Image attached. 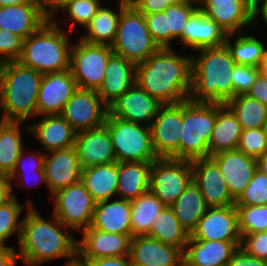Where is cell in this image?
Segmentation results:
<instances>
[{
	"label": "cell",
	"instance_id": "7402d4cb",
	"mask_svg": "<svg viewBox=\"0 0 267 266\" xmlns=\"http://www.w3.org/2000/svg\"><path fill=\"white\" fill-rule=\"evenodd\" d=\"M82 168L116 162V154L105 125L76 133L74 145Z\"/></svg>",
	"mask_w": 267,
	"mask_h": 266
},
{
	"label": "cell",
	"instance_id": "4dcf8cb0",
	"mask_svg": "<svg viewBox=\"0 0 267 266\" xmlns=\"http://www.w3.org/2000/svg\"><path fill=\"white\" fill-rule=\"evenodd\" d=\"M152 162H118L117 194L132 201L150 189Z\"/></svg>",
	"mask_w": 267,
	"mask_h": 266
},
{
	"label": "cell",
	"instance_id": "03108f58",
	"mask_svg": "<svg viewBox=\"0 0 267 266\" xmlns=\"http://www.w3.org/2000/svg\"><path fill=\"white\" fill-rule=\"evenodd\" d=\"M259 74L267 78V51L259 66Z\"/></svg>",
	"mask_w": 267,
	"mask_h": 266
},
{
	"label": "cell",
	"instance_id": "6125c7cd",
	"mask_svg": "<svg viewBox=\"0 0 267 266\" xmlns=\"http://www.w3.org/2000/svg\"><path fill=\"white\" fill-rule=\"evenodd\" d=\"M256 161H257V169L260 170L265 175H267V152L264 155L258 157Z\"/></svg>",
	"mask_w": 267,
	"mask_h": 266
},
{
	"label": "cell",
	"instance_id": "ab89813d",
	"mask_svg": "<svg viewBox=\"0 0 267 266\" xmlns=\"http://www.w3.org/2000/svg\"><path fill=\"white\" fill-rule=\"evenodd\" d=\"M241 238L247 234L267 231V205H235Z\"/></svg>",
	"mask_w": 267,
	"mask_h": 266
},
{
	"label": "cell",
	"instance_id": "4316f807",
	"mask_svg": "<svg viewBox=\"0 0 267 266\" xmlns=\"http://www.w3.org/2000/svg\"><path fill=\"white\" fill-rule=\"evenodd\" d=\"M136 65L117 54H112L105 69V78L97 90L101 100L108 105L124 94L135 83Z\"/></svg>",
	"mask_w": 267,
	"mask_h": 266
},
{
	"label": "cell",
	"instance_id": "ee69618b",
	"mask_svg": "<svg viewBox=\"0 0 267 266\" xmlns=\"http://www.w3.org/2000/svg\"><path fill=\"white\" fill-rule=\"evenodd\" d=\"M237 149L256 159L264 155L267 152V134L264 127L242 130Z\"/></svg>",
	"mask_w": 267,
	"mask_h": 266
},
{
	"label": "cell",
	"instance_id": "89a4df30",
	"mask_svg": "<svg viewBox=\"0 0 267 266\" xmlns=\"http://www.w3.org/2000/svg\"><path fill=\"white\" fill-rule=\"evenodd\" d=\"M264 130H265V133L267 134V120H266L265 125H264Z\"/></svg>",
	"mask_w": 267,
	"mask_h": 266
},
{
	"label": "cell",
	"instance_id": "6da1fadb",
	"mask_svg": "<svg viewBox=\"0 0 267 266\" xmlns=\"http://www.w3.org/2000/svg\"><path fill=\"white\" fill-rule=\"evenodd\" d=\"M192 57L180 56L172 47L159 48L136 65L135 82L163 105L189 100Z\"/></svg>",
	"mask_w": 267,
	"mask_h": 266
},
{
	"label": "cell",
	"instance_id": "74e56055",
	"mask_svg": "<svg viewBox=\"0 0 267 266\" xmlns=\"http://www.w3.org/2000/svg\"><path fill=\"white\" fill-rule=\"evenodd\" d=\"M226 105L237 117L242 130L262 128L267 120V106L247 94L230 99Z\"/></svg>",
	"mask_w": 267,
	"mask_h": 266
},
{
	"label": "cell",
	"instance_id": "603a6c76",
	"mask_svg": "<svg viewBox=\"0 0 267 266\" xmlns=\"http://www.w3.org/2000/svg\"><path fill=\"white\" fill-rule=\"evenodd\" d=\"M129 257L133 266H181L183 263L179 248L147 235L132 237Z\"/></svg>",
	"mask_w": 267,
	"mask_h": 266
},
{
	"label": "cell",
	"instance_id": "d6a6232c",
	"mask_svg": "<svg viewBox=\"0 0 267 266\" xmlns=\"http://www.w3.org/2000/svg\"><path fill=\"white\" fill-rule=\"evenodd\" d=\"M119 12L115 13L110 8H101L85 26L88 33L81 40L102 45H112L116 39L118 22L121 11L129 4L128 0H118Z\"/></svg>",
	"mask_w": 267,
	"mask_h": 266
},
{
	"label": "cell",
	"instance_id": "e7e4bbea",
	"mask_svg": "<svg viewBox=\"0 0 267 266\" xmlns=\"http://www.w3.org/2000/svg\"><path fill=\"white\" fill-rule=\"evenodd\" d=\"M65 266H88V264L82 260L78 255L73 259H68Z\"/></svg>",
	"mask_w": 267,
	"mask_h": 266
},
{
	"label": "cell",
	"instance_id": "003e7915",
	"mask_svg": "<svg viewBox=\"0 0 267 266\" xmlns=\"http://www.w3.org/2000/svg\"><path fill=\"white\" fill-rule=\"evenodd\" d=\"M181 2H188V3H191V4H196V6L199 7L200 3H201V0H179ZM198 3V4H197Z\"/></svg>",
	"mask_w": 267,
	"mask_h": 266
},
{
	"label": "cell",
	"instance_id": "9f6ffc18",
	"mask_svg": "<svg viewBox=\"0 0 267 266\" xmlns=\"http://www.w3.org/2000/svg\"><path fill=\"white\" fill-rule=\"evenodd\" d=\"M38 4L40 11L48 18L51 19L54 11L60 10L70 0H35Z\"/></svg>",
	"mask_w": 267,
	"mask_h": 266
},
{
	"label": "cell",
	"instance_id": "94428289",
	"mask_svg": "<svg viewBox=\"0 0 267 266\" xmlns=\"http://www.w3.org/2000/svg\"><path fill=\"white\" fill-rule=\"evenodd\" d=\"M260 4L261 7L259 8ZM253 12H254V20L256 19L259 12H261V16L264 22L267 24V0H260L259 2H257L253 8Z\"/></svg>",
	"mask_w": 267,
	"mask_h": 266
},
{
	"label": "cell",
	"instance_id": "cb8c5ba5",
	"mask_svg": "<svg viewBox=\"0 0 267 266\" xmlns=\"http://www.w3.org/2000/svg\"><path fill=\"white\" fill-rule=\"evenodd\" d=\"M241 242L194 240L189 237L183 252L186 266H226Z\"/></svg>",
	"mask_w": 267,
	"mask_h": 266
},
{
	"label": "cell",
	"instance_id": "11a10c76",
	"mask_svg": "<svg viewBox=\"0 0 267 266\" xmlns=\"http://www.w3.org/2000/svg\"><path fill=\"white\" fill-rule=\"evenodd\" d=\"M88 266H133L129 256L82 259Z\"/></svg>",
	"mask_w": 267,
	"mask_h": 266
},
{
	"label": "cell",
	"instance_id": "91938a15",
	"mask_svg": "<svg viewBox=\"0 0 267 266\" xmlns=\"http://www.w3.org/2000/svg\"><path fill=\"white\" fill-rule=\"evenodd\" d=\"M24 174L25 175V172H12L10 175H9V178H10V181H11V191H13V185H12V181H13V179H20L18 176H19V174ZM28 173L29 172H27V174L26 175H28ZM35 174V177L34 178H36V181L37 180H39L38 182H39V184H45L46 186H47V181H46V175H45V171H34L33 173H32V175H34ZM26 175H25V177H26ZM28 177V176H27ZM32 177V176H31ZM37 182V183H38ZM36 185H38V184H36ZM32 186V185H31Z\"/></svg>",
	"mask_w": 267,
	"mask_h": 266
},
{
	"label": "cell",
	"instance_id": "c3c4849f",
	"mask_svg": "<svg viewBox=\"0 0 267 266\" xmlns=\"http://www.w3.org/2000/svg\"><path fill=\"white\" fill-rule=\"evenodd\" d=\"M22 47L23 39L20 36L0 29V63L18 60Z\"/></svg>",
	"mask_w": 267,
	"mask_h": 266
},
{
	"label": "cell",
	"instance_id": "b9f144b4",
	"mask_svg": "<svg viewBox=\"0 0 267 266\" xmlns=\"http://www.w3.org/2000/svg\"><path fill=\"white\" fill-rule=\"evenodd\" d=\"M198 9L194 4L179 1L169 5L163 11L166 16L167 31H170V41L181 36L188 19Z\"/></svg>",
	"mask_w": 267,
	"mask_h": 266
},
{
	"label": "cell",
	"instance_id": "8fae6325",
	"mask_svg": "<svg viewBox=\"0 0 267 266\" xmlns=\"http://www.w3.org/2000/svg\"><path fill=\"white\" fill-rule=\"evenodd\" d=\"M55 202L54 216L70 230L91 226L95 202L80 180L51 195Z\"/></svg>",
	"mask_w": 267,
	"mask_h": 266
},
{
	"label": "cell",
	"instance_id": "277c9868",
	"mask_svg": "<svg viewBox=\"0 0 267 266\" xmlns=\"http://www.w3.org/2000/svg\"><path fill=\"white\" fill-rule=\"evenodd\" d=\"M42 74L19 61L0 63V121L25 122L37 115Z\"/></svg>",
	"mask_w": 267,
	"mask_h": 266
},
{
	"label": "cell",
	"instance_id": "60d3db41",
	"mask_svg": "<svg viewBox=\"0 0 267 266\" xmlns=\"http://www.w3.org/2000/svg\"><path fill=\"white\" fill-rule=\"evenodd\" d=\"M23 210V205L17 201L12 192V198L0 205V245L4 246L5 240L17 232L18 242L21 235L22 220L18 221Z\"/></svg>",
	"mask_w": 267,
	"mask_h": 266
},
{
	"label": "cell",
	"instance_id": "f35d334b",
	"mask_svg": "<svg viewBox=\"0 0 267 266\" xmlns=\"http://www.w3.org/2000/svg\"><path fill=\"white\" fill-rule=\"evenodd\" d=\"M237 34L239 36L233 44L230 39L231 36H234L233 34L227 35L224 44L234 62L238 65L259 67L267 51L266 47L255 36L241 35V32Z\"/></svg>",
	"mask_w": 267,
	"mask_h": 266
},
{
	"label": "cell",
	"instance_id": "44dd1931",
	"mask_svg": "<svg viewBox=\"0 0 267 266\" xmlns=\"http://www.w3.org/2000/svg\"><path fill=\"white\" fill-rule=\"evenodd\" d=\"M45 154L44 171L47 187L53 195L60 189L66 188L81 180L82 165L74 146Z\"/></svg>",
	"mask_w": 267,
	"mask_h": 266
},
{
	"label": "cell",
	"instance_id": "1f68e13d",
	"mask_svg": "<svg viewBox=\"0 0 267 266\" xmlns=\"http://www.w3.org/2000/svg\"><path fill=\"white\" fill-rule=\"evenodd\" d=\"M81 181L95 203L117 195L118 162L83 168Z\"/></svg>",
	"mask_w": 267,
	"mask_h": 266
},
{
	"label": "cell",
	"instance_id": "4fadbf2b",
	"mask_svg": "<svg viewBox=\"0 0 267 266\" xmlns=\"http://www.w3.org/2000/svg\"><path fill=\"white\" fill-rule=\"evenodd\" d=\"M149 128L157 157L177 159L182 130V103L162 105Z\"/></svg>",
	"mask_w": 267,
	"mask_h": 266
},
{
	"label": "cell",
	"instance_id": "83f0119b",
	"mask_svg": "<svg viewBox=\"0 0 267 266\" xmlns=\"http://www.w3.org/2000/svg\"><path fill=\"white\" fill-rule=\"evenodd\" d=\"M26 127L48 152L75 145L76 132L61 115H44L42 120Z\"/></svg>",
	"mask_w": 267,
	"mask_h": 266
},
{
	"label": "cell",
	"instance_id": "d4e9b609",
	"mask_svg": "<svg viewBox=\"0 0 267 266\" xmlns=\"http://www.w3.org/2000/svg\"><path fill=\"white\" fill-rule=\"evenodd\" d=\"M227 32L198 9L185 24L179 37L185 47L194 50L224 46Z\"/></svg>",
	"mask_w": 267,
	"mask_h": 266
},
{
	"label": "cell",
	"instance_id": "2e32d148",
	"mask_svg": "<svg viewBox=\"0 0 267 266\" xmlns=\"http://www.w3.org/2000/svg\"><path fill=\"white\" fill-rule=\"evenodd\" d=\"M190 237L194 240L241 242L235 205L208 207Z\"/></svg>",
	"mask_w": 267,
	"mask_h": 266
},
{
	"label": "cell",
	"instance_id": "f546056e",
	"mask_svg": "<svg viewBox=\"0 0 267 266\" xmlns=\"http://www.w3.org/2000/svg\"><path fill=\"white\" fill-rule=\"evenodd\" d=\"M241 132V125L235 114L226 104L218 103L216 122L208 143L209 157L237 149Z\"/></svg>",
	"mask_w": 267,
	"mask_h": 266
},
{
	"label": "cell",
	"instance_id": "7dc6e473",
	"mask_svg": "<svg viewBox=\"0 0 267 266\" xmlns=\"http://www.w3.org/2000/svg\"><path fill=\"white\" fill-rule=\"evenodd\" d=\"M147 28L160 48H170V31H167L166 16L164 12L144 15Z\"/></svg>",
	"mask_w": 267,
	"mask_h": 266
},
{
	"label": "cell",
	"instance_id": "30bf717a",
	"mask_svg": "<svg viewBox=\"0 0 267 266\" xmlns=\"http://www.w3.org/2000/svg\"><path fill=\"white\" fill-rule=\"evenodd\" d=\"M193 181L191 161L158 158L152 162L150 191L170 207Z\"/></svg>",
	"mask_w": 267,
	"mask_h": 266
},
{
	"label": "cell",
	"instance_id": "484cf974",
	"mask_svg": "<svg viewBox=\"0 0 267 266\" xmlns=\"http://www.w3.org/2000/svg\"><path fill=\"white\" fill-rule=\"evenodd\" d=\"M47 20L37 3L0 7V29L16 34L23 40L35 33Z\"/></svg>",
	"mask_w": 267,
	"mask_h": 266
},
{
	"label": "cell",
	"instance_id": "7bdbcfd3",
	"mask_svg": "<svg viewBox=\"0 0 267 266\" xmlns=\"http://www.w3.org/2000/svg\"><path fill=\"white\" fill-rule=\"evenodd\" d=\"M235 205H267V175L257 169Z\"/></svg>",
	"mask_w": 267,
	"mask_h": 266
},
{
	"label": "cell",
	"instance_id": "9a60e30c",
	"mask_svg": "<svg viewBox=\"0 0 267 266\" xmlns=\"http://www.w3.org/2000/svg\"><path fill=\"white\" fill-rule=\"evenodd\" d=\"M193 181L199 187L207 207L235 205L217 163L211 158L191 161Z\"/></svg>",
	"mask_w": 267,
	"mask_h": 266
},
{
	"label": "cell",
	"instance_id": "bcb514c9",
	"mask_svg": "<svg viewBox=\"0 0 267 266\" xmlns=\"http://www.w3.org/2000/svg\"><path fill=\"white\" fill-rule=\"evenodd\" d=\"M258 75L259 67L236 64L231 76L233 97L240 94H247Z\"/></svg>",
	"mask_w": 267,
	"mask_h": 266
},
{
	"label": "cell",
	"instance_id": "680465c9",
	"mask_svg": "<svg viewBox=\"0 0 267 266\" xmlns=\"http://www.w3.org/2000/svg\"><path fill=\"white\" fill-rule=\"evenodd\" d=\"M12 198L11 181L9 175L0 174V205Z\"/></svg>",
	"mask_w": 267,
	"mask_h": 266
},
{
	"label": "cell",
	"instance_id": "8992f818",
	"mask_svg": "<svg viewBox=\"0 0 267 266\" xmlns=\"http://www.w3.org/2000/svg\"><path fill=\"white\" fill-rule=\"evenodd\" d=\"M218 103L182 102V130L177 159L208 158V143L216 122Z\"/></svg>",
	"mask_w": 267,
	"mask_h": 266
},
{
	"label": "cell",
	"instance_id": "816d5d0a",
	"mask_svg": "<svg viewBox=\"0 0 267 266\" xmlns=\"http://www.w3.org/2000/svg\"><path fill=\"white\" fill-rule=\"evenodd\" d=\"M23 151H24V149L19 154V157L17 159L15 168L13 169L12 172H22V171L25 172V170H27V172H29L28 171L29 169L32 172H34V171H44L43 167H44L45 154H43V153L40 154V151H38L39 155H37L38 153H35V154H33V156H32V154H31V156H29V155H26L25 153H23ZM25 155L28 156V159L26 161L23 160L26 157ZM29 157H30V159H29Z\"/></svg>",
	"mask_w": 267,
	"mask_h": 266
},
{
	"label": "cell",
	"instance_id": "d590c367",
	"mask_svg": "<svg viewBox=\"0 0 267 266\" xmlns=\"http://www.w3.org/2000/svg\"><path fill=\"white\" fill-rule=\"evenodd\" d=\"M163 244H168L185 250L190 235L182 227L171 207L165 206L155 218L152 228L147 235Z\"/></svg>",
	"mask_w": 267,
	"mask_h": 266
},
{
	"label": "cell",
	"instance_id": "a7ac6f4b",
	"mask_svg": "<svg viewBox=\"0 0 267 266\" xmlns=\"http://www.w3.org/2000/svg\"><path fill=\"white\" fill-rule=\"evenodd\" d=\"M259 1H260V0H249V2H250L253 6H255L256 3L259 2Z\"/></svg>",
	"mask_w": 267,
	"mask_h": 266
},
{
	"label": "cell",
	"instance_id": "7c38bea8",
	"mask_svg": "<svg viewBox=\"0 0 267 266\" xmlns=\"http://www.w3.org/2000/svg\"><path fill=\"white\" fill-rule=\"evenodd\" d=\"M61 116L79 133L103 126L107 105L96 90L78 88L65 104Z\"/></svg>",
	"mask_w": 267,
	"mask_h": 266
},
{
	"label": "cell",
	"instance_id": "52a82bcc",
	"mask_svg": "<svg viewBox=\"0 0 267 266\" xmlns=\"http://www.w3.org/2000/svg\"><path fill=\"white\" fill-rule=\"evenodd\" d=\"M111 47L114 54L135 65L146 61L160 48L147 28L144 15L130 3L121 11L116 39Z\"/></svg>",
	"mask_w": 267,
	"mask_h": 266
},
{
	"label": "cell",
	"instance_id": "9c48e42d",
	"mask_svg": "<svg viewBox=\"0 0 267 266\" xmlns=\"http://www.w3.org/2000/svg\"><path fill=\"white\" fill-rule=\"evenodd\" d=\"M110 45L78 40L71 47L70 72L80 89L98 90L105 78V69L113 54Z\"/></svg>",
	"mask_w": 267,
	"mask_h": 266
},
{
	"label": "cell",
	"instance_id": "681fc988",
	"mask_svg": "<svg viewBox=\"0 0 267 266\" xmlns=\"http://www.w3.org/2000/svg\"><path fill=\"white\" fill-rule=\"evenodd\" d=\"M240 248L251 256L267 261V231L244 235Z\"/></svg>",
	"mask_w": 267,
	"mask_h": 266
},
{
	"label": "cell",
	"instance_id": "f1b7e54d",
	"mask_svg": "<svg viewBox=\"0 0 267 266\" xmlns=\"http://www.w3.org/2000/svg\"><path fill=\"white\" fill-rule=\"evenodd\" d=\"M91 227L104 232L131 235V203L124 199L95 204Z\"/></svg>",
	"mask_w": 267,
	"mask_h": 266
},
{
	"label": "cell",
	"instance_id": "ac0fdd59",
	"mask_svg": "<svg viewBox=\"0 0 267 266\" xmlns=\"http://www.w3.org/2000/svg\"><path fill=\"white\" fill-rule=\"evenodd\" d=\"M213 19L227 34H237L243 27L253 24L254 6L249 0H201L198 7Z\"/></svg>",
	"mask_w": 267,
	"mask_h": 266
},
{
	"label": "cell",
	"instance_id": "f6af8a7d",
	"mask_svg": "<svg viewBox=\"0 0 267 266\" xmlns=\"http://www.w3.org/2000/svg\"><path fill=\"white\" fill-rule=\"evenodd\" d=\"M101 8L99 0H70L61 10L66 11V17H71L73 24L86 26Z\"/></svg>",
	"mask_w": 267,
	"mask_h": 266
},
{
	"label": "cell",
	"instance_id": "f5cc1de1",
	"mask_svg": "<svg viewBox=\"0 0 267 266\" xmlns=\"http://www.w3.org/2000/svg\"><path fill=\"white\" fill-rule=\"evenodd\" d=\"M226 266H267V261L251 256L239 247Z\"/></svg>",
	"mask_w": 267,
	"mask_h": 266
},
{
	"label": "cell",
	"instance_id": "ba28073f",
	"mask_svg": "<svg viewBox=\"0 0 267 266\" xmlns=\"http://www.w3.org/2000/svg\"><path fill=\"white\" fill-rule=\"evenodd\" d=\"M104 125L110 134L117 162H154L158 159L148 125L108 115Z\"/></svg>",
	"mask_w": 267,
	"mask_h": 266
},
{
	"label": "cell",
	"instance_id": "e575fe53",
	"mask_svg": "<svg viewBox=\"0 0 267 266\" xmlns=\"http://www.w3.org/2000/svg\"><path fill=\"white\" fill-rule=\"evenodd\" d=\"M131 203V236L148 235L155 218L161 213L165 205L150 190L141 194Z\"/></svg>",
	"mask_w": 267,
	"mask_h": 266
},
{
	"label": "cell",
	"instance_id": "5b68a950",
	"mask_svg": "<svg viewBox=\"0 0 267 266\" xmlns=\"http://www.w3.org/2000/svg\"><path fill=\"white\" fill-rule=\"evenodd\" d=\"M62 28L55 20L48 19L23 40L22 53L17 61L42 75L69 70L71 42Z\"/></svg>",
	"mask_w": 267,
	"mask_h": 266
},
{
	"label": "cell",
	"instance_id": "be15d7a7",
	"mask_svg": "<svg viewBox=\"0 0 267 266\" xmlns=\"http://www.w3.org/2000/svg\"><path fill=\"white\" fill-rule=\"evenodd\" d=\"M27 3H36L35 0H0L1 6H13V5H21Z\"/></svg>",
	"mask_w": 267,
	"mask_h": 266
},
{
	"label": "cell",
	"instance_id": "836d02e7",
	"mask_svg": "<svg viewBox=\"0 0 267 266\" xmlns=\"http://www.w3.org/2000/svg\"><path fill=\"white\" fill-rule=\"evenodd\" d=\"M170 207L189 235L196 229L198 222L208 208L194 181L188 185Z\"/></svg>",
	"mask_w": 267,
	"mask_h": 266
},
{
	"label": "cell",
	"instance_id": "e0dca14e",
	"mask_svg": "<svg viewBox=\"0 0 267 266\" xmlns=\"http://www.w3.org/2000/svg\"><path fill=\"white\" fill-rule=\"evenodd\" d=\"M78 89L70 70L42 75L37 98L38 115H61L65 104Z\"/></svg>",
	"mask_w": 267,
	"mask_h": 266
},
{
	"label": "cell",
	"instance_id": "ffe728a7",
	"mask_svg": "<svg viewBox=\"0 0 267 266\" xmlns=\"http://www.w3.org/2000/svg\"><path fill=\"white\" fill-rule=\"evenodd\" d=\"M211 158L219 166L230 195L236 201L257 170L256 158L238 149L220 152Z\"/></svg>",
	"mask_w": 267,
	"mask_h": 266
},
{
	"label": "cell",
	"instance_id": "6f0895ef",
	"mask_svg": "<svg viewBox=\"0 0 267 266\" xmlns=\"http://www.w3.org/2000/svg\"><path fill=\"white\" fill-rule=\"evenodd\" d=\"M12 246L0 245V266H15L18 260L17 252Z\"/></svg>",
	"mask_w": 267,
	"mask_h": 266
},
{
	"label": "cell",
	"instance_id": "8d00e7d4",
	"mask_svg": "<svg viewBox=\"0 0 267 266\" xmlns=\"http://www.w3.org/2000/svg\"><path fill=\"white\" fill-rule=\"evenodd\" d=\"M23 122L0 121V174L10 175L24 144L20 126Z\"/></svg>",
	"mask_w": 267,
	"mask_h": 266
},
{
	"label": "cell",
	"instance_id": "5bb4252c",
	"mask_svg": "<svg viewBox=\"0 0 267 266\" xmlns=\"http://www.w3.org/2000/svg\"><path fill=\"white\" fill-rule=\"evenodd\" d=\"M162 105L135 82L107 105V115L138 124L151 121L147 123L150 126Z\"/></svg>",
	"mask_w": 267,
	"mask_h": 266
},
{
	"label": "cell",
	"instance_id": "d6986e66",
	"mask_svg": "<svg viewBox=\"0 0 267 266\" xmlns=\"http://www.w3.org/2000/svg\"><path fill=\"white\" fill-rule=\"evenodd\" d=\"M82 234L81 241L77 242V255L81 259L130 255L131 235L104 232L91 226Z\"/></svg>",
	"mask_w": 267,
	"mask_h": 266
},
{
	"label": "cell",
	"instance_id": "7a4b0ae2",
	"mask_svg": "<svg viewBox=\"0 0 267 266\" xmlns=\"http://www.w3.org/2000/svg\"><path fill=\"white\" fill-rule=\"evenodd\" d=\"M27 213L22 218L18 259L27 266H39L54 258H70L77 256V240L72 231L64 226L54 215L51 222L45 220L28 201Z\"/></svg>",
	"mask_w": 267,
	"mask_h": 266
},
{
	"label": "cell",
	"instance_id": "f907efd6",
	"mask_svg": "<svg viewBox=\"0 0 267 266\" xmlns=\"http://www.w3.org/2000/svg\"><path fill=\"white\" fill-rule=\"evenodd\" d=\"M143 15L163 12L169 5L179 0H128Z\"/></svg>",
	"mask_w": 267,
	"mask_h": 266
},
{
	"label": "cell",
	"instance_id": "db71d44e",
	"mask_svg": "<svg viewBox=\"0 0 267 266\" xmlns=\"http://www.w3.org/2000/svg\"><path fill=\"white\" fill-rule=\"evenodd\" d=\"M247 95L267 106V78L259 74Z\"/></svg>",
	"mask_w": 267,
	"mask_h": 266
},
{
	"label": "cell",
	"instance_id": "3957f363",
	"mask_svg": "<svg viewBox=\"0 0 267 266\" xmlns=\"http://www.w3.org/2000/svg\"><path fill=\"white\" fill-rule=\"evenodd\" d=\"M192 57L189 100L195 103L226 104L233 98L232 72L236 63L226 46L202 48Z\"/></svg>",
	"mask_w": 267,
	"mask_h": 266
}]
</instances>
